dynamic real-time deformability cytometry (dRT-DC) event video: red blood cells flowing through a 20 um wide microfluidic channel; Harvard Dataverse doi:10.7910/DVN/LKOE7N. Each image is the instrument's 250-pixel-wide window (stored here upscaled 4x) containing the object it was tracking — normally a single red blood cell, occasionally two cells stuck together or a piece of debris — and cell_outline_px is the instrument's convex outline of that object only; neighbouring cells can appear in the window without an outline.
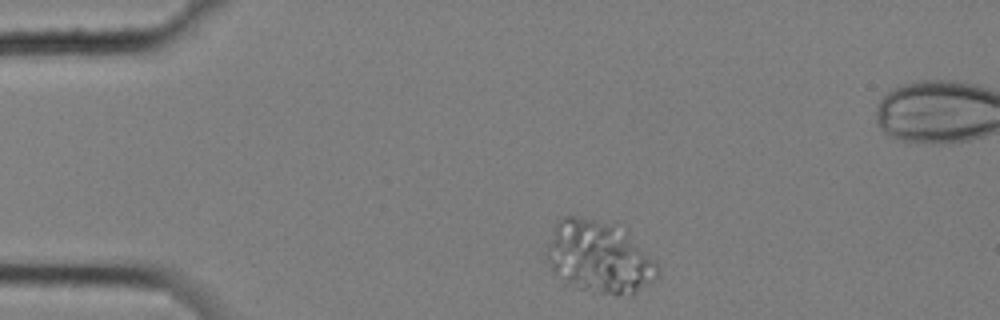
{"species": "common noctule bat (a hibernating species)", "species_latin": "Nyctalus noctula", "temperature_condition": "cold", "stored_images_in_passage": 4, "camera_frame_rate_fps": 3000, "um_per_image_px": 0.085, "animal": {"sex": "female", "body_mass_g": 25.1}, "frame": {"image": 1, "passage_image": 1, "time_ms": 0.0, "image_size_px": [1000, 320], "cell_outline_px": [[660, 276], [656, 280], [632, 296], [600, 292], [576, 288], [564, 284], [552, 272], [548, 264], [544, 248], [552, 228], [556, 220], [564, 216], [576, 216], [612, 224], [628, 228], [656, 260], [660, 268]], "centroid_in_image_um": [50.94, 21.84], "position_along_channel_um": 34.1, "area_um2": 48.38}}
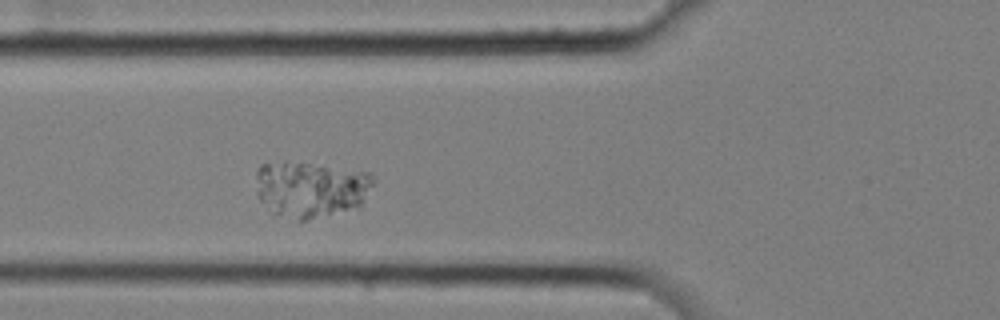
{"frame": {"image": 2, "passage_image": 4, "time_ms": 1.0, "image_size_px": [1000, 320], "cell_outline_px": [[376, 180], [364, 200], [360, 204], [308, 220], [300, 220], [272, 212], [260, 200], [256, 192], [256, 172], [260, 164], [284, 160], [288, 160], [372, 172]], "centroid_in_image_um": [26.39, 16.01], "position_along_channel_um": 99.4, "area_um2": 38.49}}